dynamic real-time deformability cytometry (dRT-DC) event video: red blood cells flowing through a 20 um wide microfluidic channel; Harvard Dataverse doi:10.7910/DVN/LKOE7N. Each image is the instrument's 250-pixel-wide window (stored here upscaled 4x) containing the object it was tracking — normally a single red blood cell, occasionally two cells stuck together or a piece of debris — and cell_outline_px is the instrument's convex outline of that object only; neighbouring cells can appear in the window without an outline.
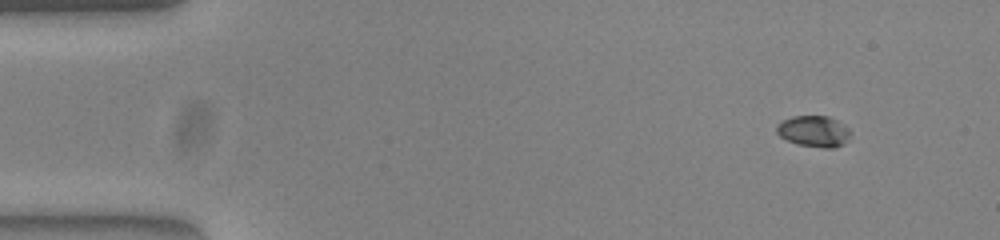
{"species": "common noctule bat (a hibernating species)", "species_latin": "Nyctalus noctula", "temperature_condition": "warm", "stored_images_in_passage": 16, "camera_frame_rate_fps": 3000, "um_per_image_px": 0.085, "animal": {"sex": "female", "body_mass_g": 23.0, "forearm_length_mm": 53.4}, "frame": {"image": 1, "passage_image": 1, "time_ms": 0.0, "image_size_px": [1000, 240], "cell_outline_px": [[852, 132], [848, 140], [844, 144], [836, 148], [824, 148], [800, 144], [788, 140], [780, 136], [776, 132], [776, 128], [784, 120], [792, 116], [828, 116], [836, 120], [848, 128]], "centroid_in_image_um": [69.23, 11.17], "position_along_channel_um": 15.8, "area_um2": 13.29}}
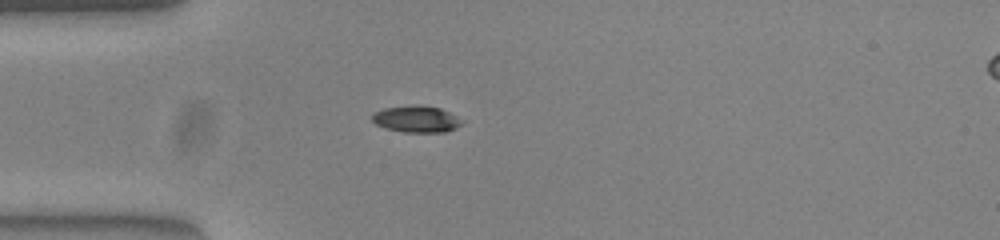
{"frame": {"image": 2, "passage_image": 11, "time_ms": 3.333, "image_size_px": [1000, 240], "cell_outline_px": [[464, 124], [448, 132], [404, 132], [384, 128], [376, 124], [372, 120], [372, 116], [376, 112], [384, 108], [416, 104], [420, 104], [440, 108], [456, 116]], "centroid_in_image_um": [35.41, 10.12], "position_along_channel_um": 49.6, "area_um2": 13.99}}
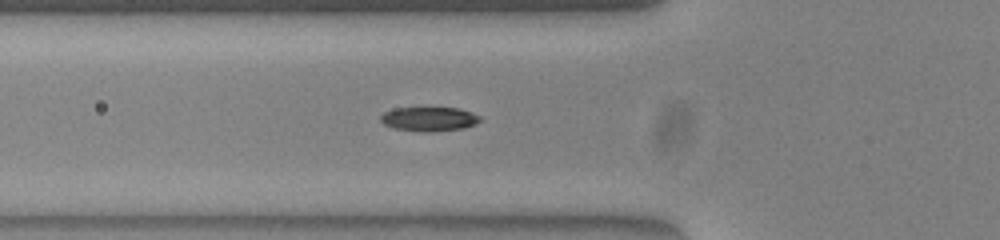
{"frame": {"image": 3, "passage_image": 15, "time_ms": 4.667, "image_size_px": [1000, 240], "cell_outline_px": [[484, 120], [476, 124], [464, 128], [432, 132], [420, 132], [392, 128], [384, 124], [380, 120], [380, 116], [384, 112], [396, 108], [460, 108], [472, 112], [480, 116]], "centroid_in_image_um": [36.51, 10.12], "position_along_channel_um": 89.3, "area_um2": 14.28}}